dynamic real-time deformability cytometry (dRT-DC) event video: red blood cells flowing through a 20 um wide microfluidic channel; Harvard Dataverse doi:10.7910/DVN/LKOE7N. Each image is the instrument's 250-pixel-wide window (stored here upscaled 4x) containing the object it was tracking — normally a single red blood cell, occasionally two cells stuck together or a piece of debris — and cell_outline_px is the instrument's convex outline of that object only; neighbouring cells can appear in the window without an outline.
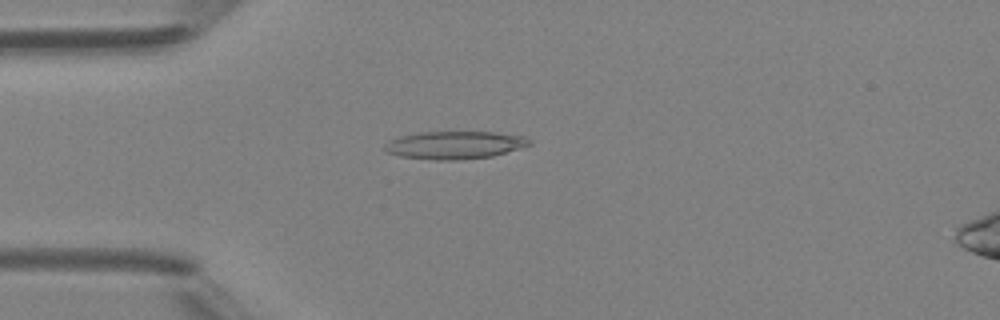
{"species": "Egyptian fruit bat (a non-hibernating species)", "species_latin": "Rousettus aegyptiacus", "temperature_condition": "room temperature", "stored_images_in_passage": 41, "camera_frame_rate_fps": 3000, "um_per_image_px": 0.085, "animal": {"sex": "female"}, "frame": {"image": 1, "passage_image": 7, "time_ms": 2.0, "image_size_px": [1000, 320], "cell_outline_px": [[532, 144], [520, 148], [492, 156], [456, 160], [436, 160], [400, 156], [388, 152], [384, 148], [384, 144], [388, 140], [400, 136], [416, 132], [496, 132], [524, 136], [532, 140]], "centroid_in_image_um": [38.65, 12.32], "position_along_channel_um": 46.4, "area_um2": 23.47}}
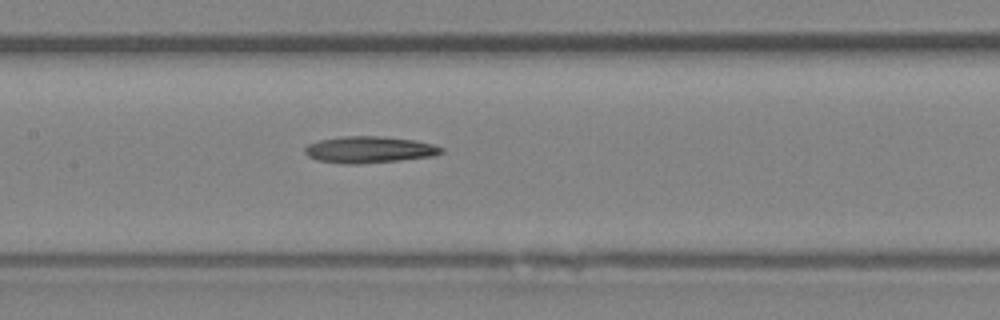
{"frame": {"image": 2, "passage_image": 17, "time_ms": 5.333, "image_size_px": [1000, 320], "cell_outline_px": [[444, 152], [432, 156], [400, 160], [352, 164], [320, 160], [308, 156], [304, 152], [304, 148], [308, 144], [320, 140], [340, 136], [384, 136], [416, 140], [432, 144], [444, 148]], "centroid_in_image_um": [31.41, 12.7], "position_along_channel_um": 176.0, "area_um2": 20.98}}
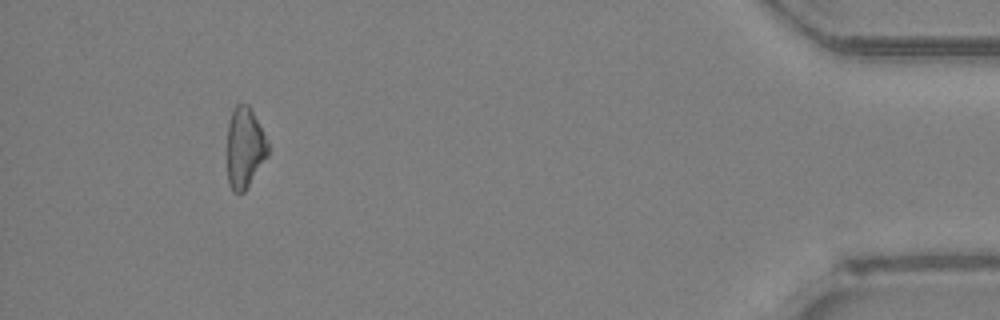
{"frame": {"image": 3, "passage_image": 38, "time_ms": 12.333, "image_size_px": [1000, 320], "cell_outline_px": [[268, 156], [244, 192], [232, 192], [228, 184], [228, 120], [232, 108], [236, 104], [248, 104], [252, 108], [268, 140]], "centroid_in_image_um": [20.81, 12.51], "position_along_channel_um": 414.4, "area_um2": 19.48}, "authors_computed_cell_mechanics": {"area_um2": 20.519, "velocity_mm_per_s": 4.381, "shape_relaxation_time_tau1_ms": 4.7861, "shape_relaxation_time_tau2_ms": null, "deformation_change_tau1": 0.1031, "deformation_change_tau2": null}}